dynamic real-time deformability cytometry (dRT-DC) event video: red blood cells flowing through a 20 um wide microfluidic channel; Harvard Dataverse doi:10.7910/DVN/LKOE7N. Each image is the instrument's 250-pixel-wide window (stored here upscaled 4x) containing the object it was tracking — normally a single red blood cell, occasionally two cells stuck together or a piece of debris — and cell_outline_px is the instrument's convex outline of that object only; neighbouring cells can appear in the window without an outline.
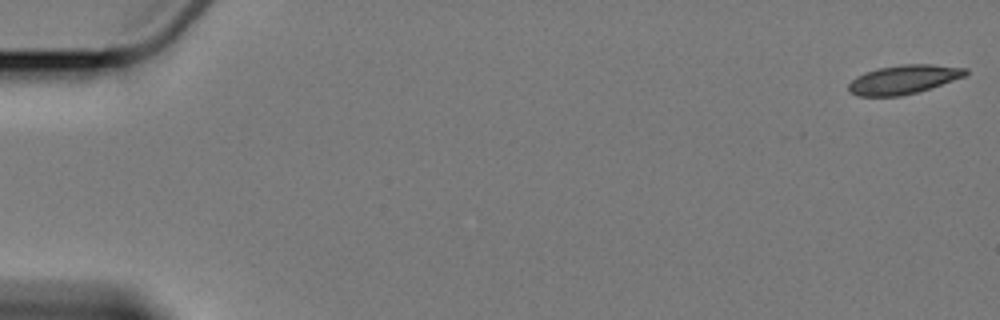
{"species": "Egyptian fruit bat (a non-hibernating species)", "species_latin": "Rousettus aegyptiacus", "temperature_condition": "cold", "stored_images_in_passage": 9, "camera_frame_rate_fps": 3000, "um_per_image_px": 0.085, "animal": {"sex": "female"}, "frame": {"image": 1, "passage_image": 1, "time_ms": 0.0, "image_size_px": [1000, 320], "cell_outline_px": [[968, 72], [964, 76], [916, 92], [900, 96], [856, 96], [848, 92], [848, 84], [856, 76], [864, 72], [876, 68], [900, 64], [932, 64], [968, 68]], "centroid_in_image_um": [76.74, 6.74], "position_along_channel_um": 8.3, "area_um2": 19.71}}
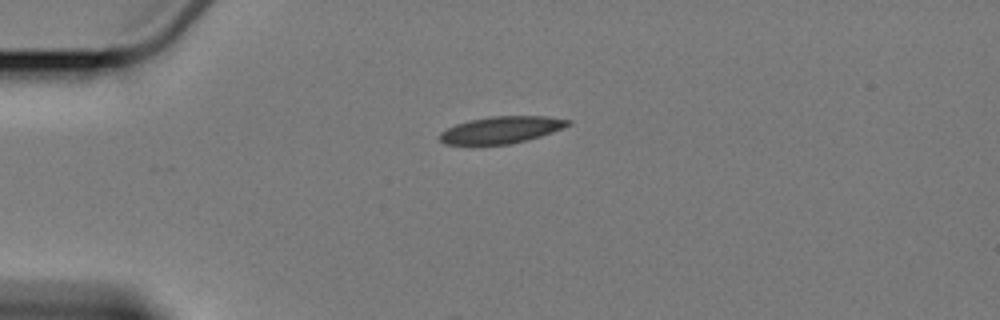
{"frame": {"image": 2, "passage_image": 5, "time_ms": 4.667, "image_size_px": [1000, 320], "cell_outline_px": [[572, 124], [552, 132], [540, 136], [508, 144], [444, 144], [440, 140], [440, 132], [456, 124], [468, 120], [492, 116], [548, 116], [572, 120]], "centroid_in_image_um": [42.63, 11.02], "position_along_channel_um": 42.4, "area_um2": 19.94}}
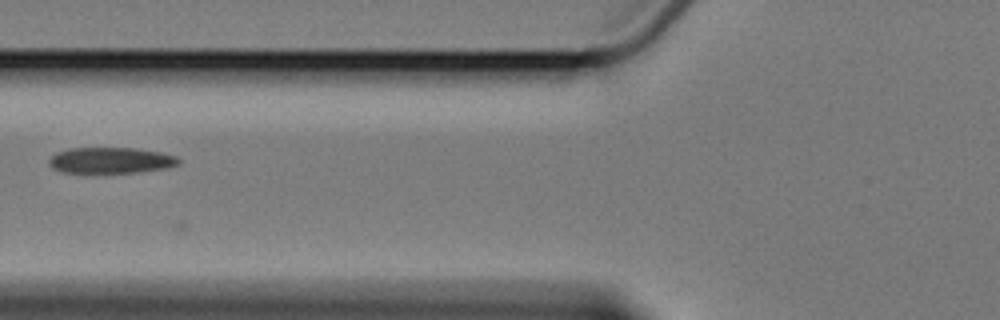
{"frame": {"image": 3, "passage_image": 7, "time_ms": 7.667, "image_size_px": [1000, 320], "cell_outline_px": [[180, 164], [164, 168], [136, 172], [60, 172], [52, 168], [48, 164], [48, 160], [56, 152], [68, 148], [136, 148], [160, 152], [176, 156], [180, 160]], "centroid_in_image_um": [9.38, 13.62], "position_along_channel_um": 116.4, "area_um2": 19.54}}